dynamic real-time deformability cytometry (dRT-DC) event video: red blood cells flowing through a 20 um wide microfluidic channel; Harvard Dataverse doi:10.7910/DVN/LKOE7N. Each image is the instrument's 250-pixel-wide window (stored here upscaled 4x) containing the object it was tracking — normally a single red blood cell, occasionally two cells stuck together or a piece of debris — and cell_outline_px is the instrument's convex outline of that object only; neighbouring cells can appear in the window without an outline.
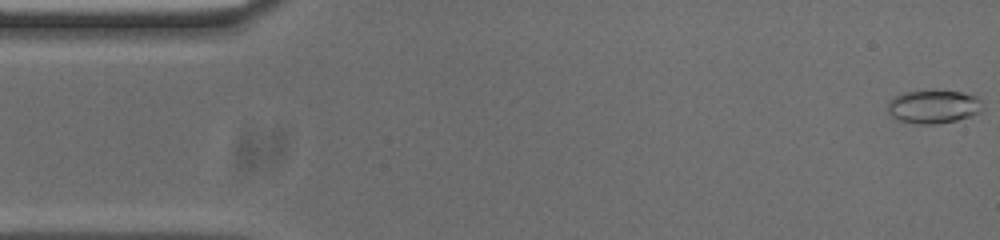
{"species": "common noctule bat (a hibernating species)", "species_latin": "Nyctalus noctula", "temperature_condition": "cold", "stored_images_in_passage": 54, "camera_frame_rate_fps": 3000, "um_per_image_px": 0.085, "animal": {"sex": "male", "body_mass_g": 20.0, "forearm_length_mm": 53.3}, "frame": {"image": 1, "passage_image": 1, "time_ms": 0.0, "image_size_px": [1000, 240], "cell_outline_px": [[984, 108], [980, 112], [956, 120], [936, 124], [916, 124], [900, 120], [892, 116], [888, 112], [888, 104], [896, 96], [904, 92], [960, 92], [976, 96], [980, 100]], "centroid_in_image_um": [79.36, 9.09], "position_along_channel_um": 5.6, "area_um2": 17.92}}
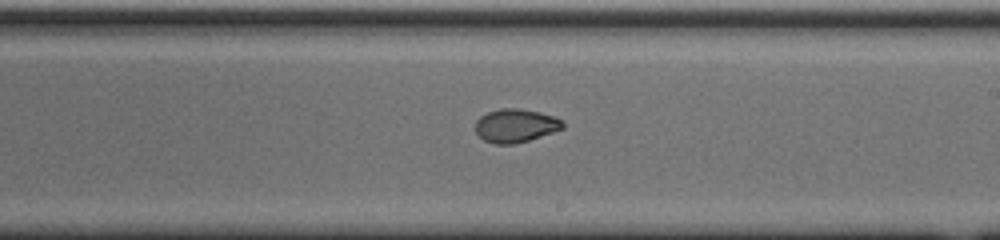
{"frame": {"image": 2, "passage_image": 30, "time_ms": 9.667, "image_size_px": [1000, 240], "cell_outline_px": [[564, 128], [528, 140], [512, 144], [496, 144], [484, 140], [476, 132], [476, 120], [480, 116], [488, 112], [500, 108], [520, 108], [540, 112], [564, 120]], "centroid_in_image_um": [43.83, 10.66], "position_along_channel_um": 245.2, "area_um2": 16.94}}
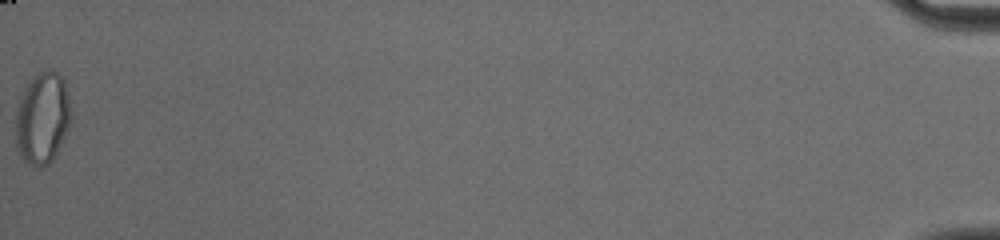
{"frame": {"image": 3, "passage_image": 54, "time_ms": 17.667, "image_size_px": [1000, 240], "cell_outline_px": [[72, 120], [52, 160], [48, 164], [40, 168], [28, 164], [24, 160], [16, 144], [16, 108], [20, 96], [24, 88], [32, 76], [36, 72], [48, 68], [52, 68], [64, 80], [68, 92], [72, 112]], "centroid_in_image_um": [3.61, 9.98], "position_along_channel_um": 431.6, "area_um2": 30.0}, "authors_computed_cell_mechanics": {"area_um2": 17.7446, "velocity_mm_per_s": 3.7433, "shape_relaxation_time_tau1_ms": 5.4883, "shape_relaxation_time_tau2_ms": 1.8391, "deformation_change_tau1": 0.159, "deformation_change_tau2": 0.0431}}